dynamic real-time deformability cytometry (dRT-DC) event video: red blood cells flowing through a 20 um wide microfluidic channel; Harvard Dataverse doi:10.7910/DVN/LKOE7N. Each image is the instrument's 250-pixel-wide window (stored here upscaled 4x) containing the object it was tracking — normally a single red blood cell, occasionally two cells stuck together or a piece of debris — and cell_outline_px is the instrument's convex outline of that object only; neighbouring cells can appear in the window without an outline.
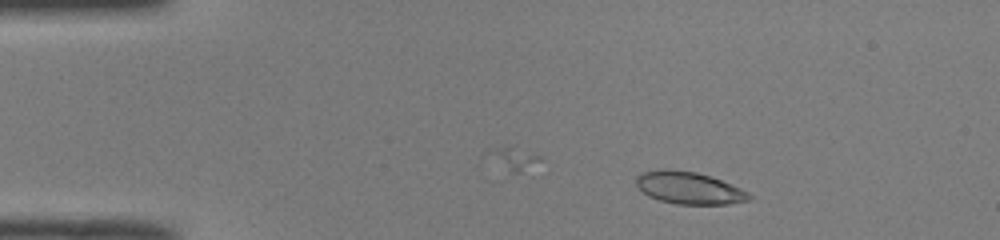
{"species": "common noctule bat (a hibernating species)", "species_latin": "Nyctalus noctula", "temperature_condition": "room temperature", "stored_images_in_passage": 44, "camera_frame_rate_fps": 3000, "um_per_image_px": 0.085, "animal": {"sex": "male", "body_mass_g": 19.0, "forearm_length_mm": 50.8}, "frame": {"image": 1, "passage_image": 5, "time_ms": 1.333, "image_size_px": [1000, 240], "cell_outline_px": [[752, 200], [728, 204], [676, 204], [660, 200], [648, 196], [636, 184], [636, 176], [640, 172], [664, 168], [696, 172], [720, 180], [740, 188], [748, 192], [752, 196]], "centroid_in_image_um": [58.55, 15.97], "position_along_channel_um": 26.4, "area_um2": 21.15}}
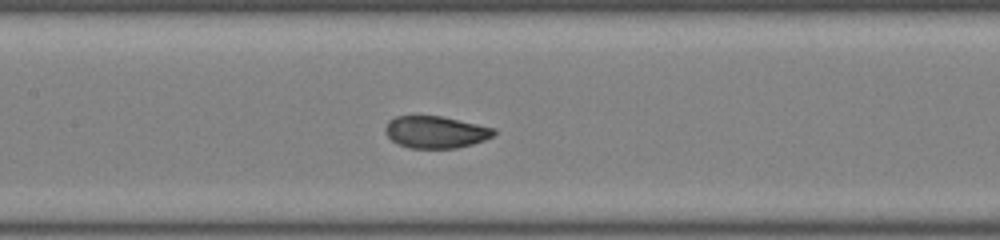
{"frame": {"image": 2, "passage_image": 21, "time_ms": 6.667, "image_size_px": [1000, 240], "cell_outline_px": [[496, 132], [492, 136], [484, 140], [472, 144], [456, 148], [408, 148], [396, 144], [384, 132], [384, 128], [388, 120], [396, 116], [440, 116], [496, 128]], "centroid_in_image_um": [36.99, 11.23], "position_along_channel_um": 170.4, "area_um2": 20.35}}
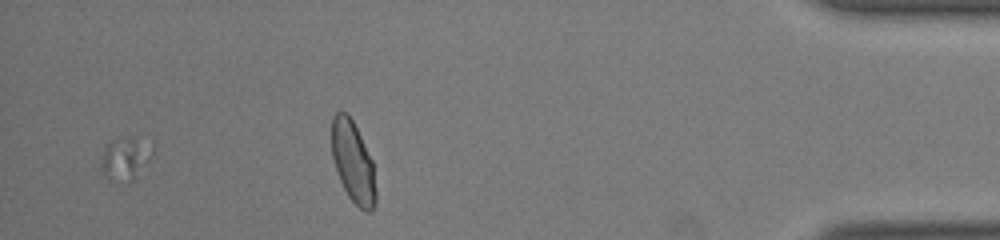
{"frame": {"image": 3, "passage_image": 42, "time_ms": 13.667, "image_size_px": [1000, 240], "cell_outline_px": [[156, 148], [152, 156], [132, 180], [108, 180], [100, 172], [100, 168], [104, 148], [112, 140], [136, 136], [156, 144]], "centroid_in_image_um": [10.69, 13.42], "position_along_channel_um": 424.5, "area_um2": 13.01}, "authors_computed_cell_mechanics": {"area_um2": 20.519, "velocity_mm_per_s": 4.0002, "shape_relaxation_time_tau1_ms": 4.845, "shape_relaxation_time_tau2_ms": null, "deformation_change_tau1": 0.153, "deformation_change_tau2": null}}